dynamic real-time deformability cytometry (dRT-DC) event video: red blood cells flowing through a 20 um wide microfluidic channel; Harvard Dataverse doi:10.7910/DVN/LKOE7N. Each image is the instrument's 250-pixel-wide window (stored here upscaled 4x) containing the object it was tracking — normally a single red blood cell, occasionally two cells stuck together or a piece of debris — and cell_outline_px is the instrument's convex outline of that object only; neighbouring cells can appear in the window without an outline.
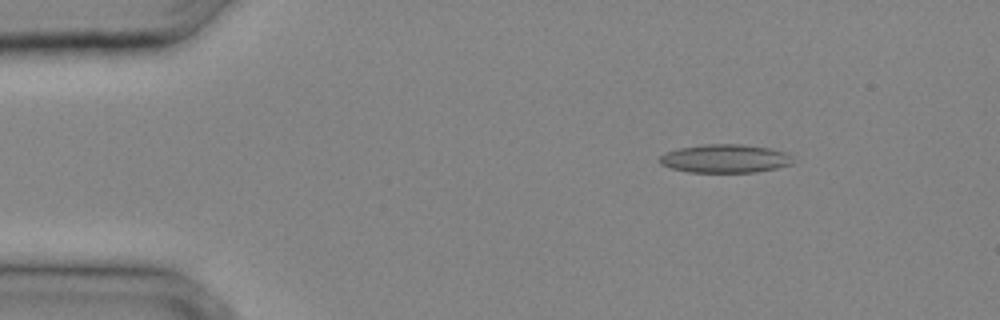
{"species": "common noctule bat (a hibernating species)", "species_latin": "Nyctalus noctula", "temperature_condition": "cold", "stored_images_in_passage": 30, "camera_frame_rate_fps": 3000, "um_per_image_px": 0.085, "animal": {"sex": "male", "body_mass_g": 20.4}, "frame": {"image": 1, "passage_image": 4, "time_ms": 1.0, "image_size_px": [1000, 320], "cell_outline_px": [[796, 164], [756, 172], [688, 172], [672, 168], [660, 164], [660, 156], [664, 152], [680, 148], [704, 144], [744, 144], [768, 148], [784, 152], [792, 156]], "centroid_in_image_um": [61.66, 13.48], "position_along_channel_um": 23.3, "area_um2": 22.2}}
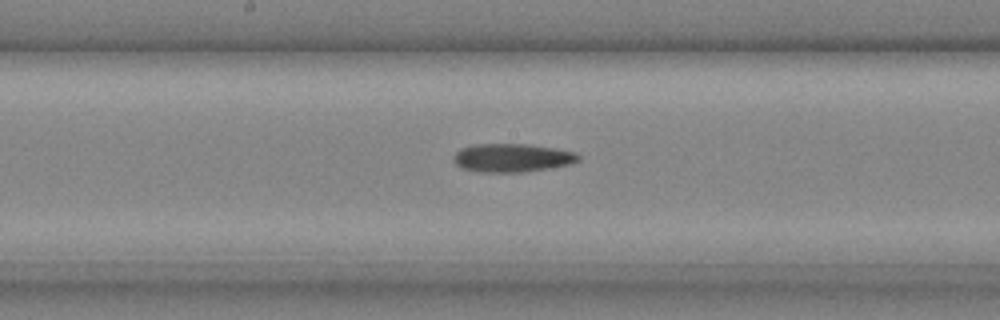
{"frame": {"image": 2, "passage_image": 16, "time_ms": 5.0, "image_size_px": [1000, 320], "cell_outline_px": [[580, 160], [568, 164], [548, 168], [520, 172], [480, 172], [460, 168], [452, 160], [452, 156], [460, 148], [472, 144], [528, 144], [556, 148], [576, 152], [580, 156]], "centroid_in_image_um": [43.48, 13.4], "position_along_channel_um": 204.7, "area_um2": 20.81}}
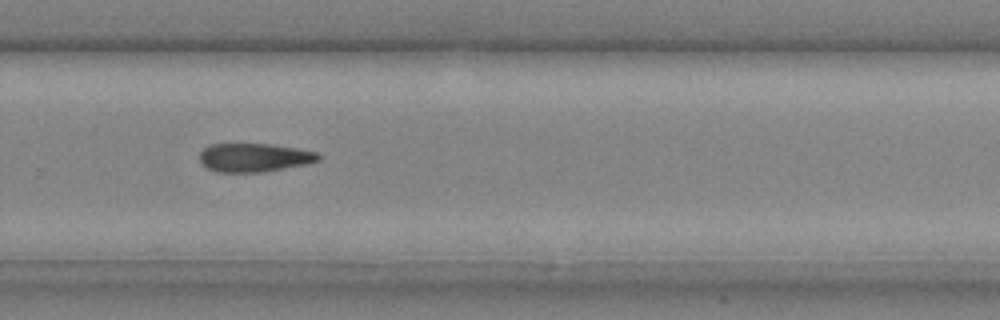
{"frame": {"image": 3, "passage_image": 21, "time_ms": 6.667, "image_size_px": [1000, 320], "cell_outline_px": [[320, 160], [308, 164], [264, 172], [216, 172], [208, 168], [200, 160], [200, 152], [204, 148], [212, 144], [268, 144], [296, 148], [316, 152], [320, 156]], "centroid_in_image_um": [21.63, 13.4], "position_along_channel_um": 308.2, "area_um2": 19.71}}